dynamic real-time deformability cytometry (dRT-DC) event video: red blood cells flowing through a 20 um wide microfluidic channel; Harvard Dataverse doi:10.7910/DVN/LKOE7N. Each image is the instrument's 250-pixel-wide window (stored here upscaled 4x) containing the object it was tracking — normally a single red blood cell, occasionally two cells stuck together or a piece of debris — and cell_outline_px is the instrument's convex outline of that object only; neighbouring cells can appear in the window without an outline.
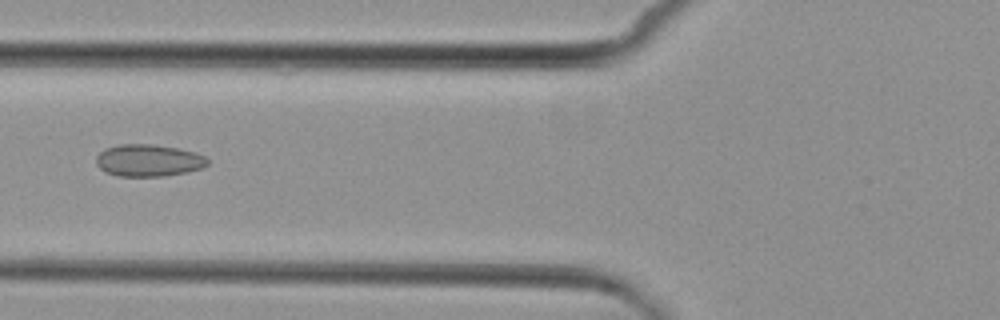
{"species": "common noctule bat (a hibernating species)", "species_latin": "Nyctalus noctula", "temperature_condition": "cold", "stored_images_in_passage": 2, "camera_frame_rate_fps": 3000, "um_per_image_px": 0.085, "animal": {"sex": "female", "body_mass_g": 29.2, "forearm_length_mm": 56.3}, "frame": {"image": 1, "passage_image": 2, "time_ms": 1.0, "image_size_px": [1000, 320], "cell_outline_px": [[208, 164], [204, 168], [164, 176], [116, 176], [104, 172], [96, 164], [96, 156], [104, 148], [116, 144], [152, 144], [176, 148], [196, 152], [204, 156], [208, 160]], "centroid_in_image_um": [12.59, 13.63], "position_along_channel_um": 113.2, "area_um2": 20.98}}